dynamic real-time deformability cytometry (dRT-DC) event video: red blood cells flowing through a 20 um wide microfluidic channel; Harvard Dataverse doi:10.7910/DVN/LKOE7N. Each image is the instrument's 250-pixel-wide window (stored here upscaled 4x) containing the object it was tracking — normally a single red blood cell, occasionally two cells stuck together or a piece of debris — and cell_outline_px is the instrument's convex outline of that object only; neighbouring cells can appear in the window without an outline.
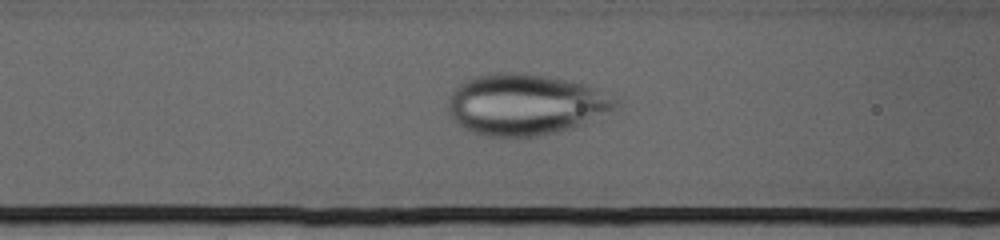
{"species": "human", "species_latin": "Homo sapiens", "temperature_condition": "cold", "stored_images_in_passage": 74, "camera_frame_rate_fps": 3000, "um_per_image_px": 0.085, "donor": {"sex": "female"}, "frame": {"image": 1, "passage_image": 30, "time_ms": 9.667, "image_size_px": [1000, 240], "cell_outline_px": [[620, 104], [584, 124], [576, 128], [560, 132], [540, 136], [484, 136], [472, 132], [456, 124], [448, 112], [448, 96], [460, 84], [472, 76], [500, 72], [516, 72], [544, 76], [584, 84], [596, 88], [620, 100]], "centroid_in_image_um": [44.63, 8.89], "position_along_channel_um": 122.0, "area_um2": 59.71}}
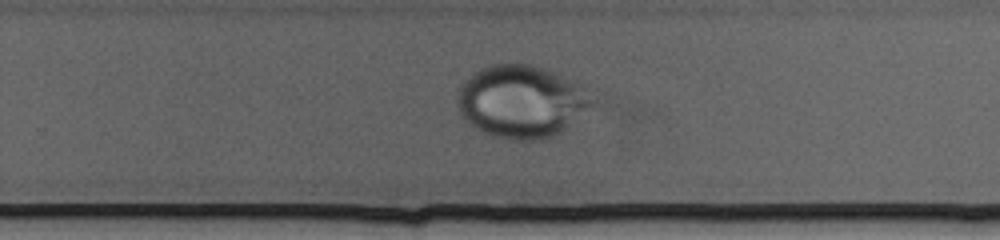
{"frame": {"image": 2, "passage_image": 48, "time_ms": 15.667, "image_size_px": [1000, 240], "cell_outline_px": [[608, 96], [600, 104], [564, 132], [556, 136], [544, 140], [504, 140], [492, 136], [476, 128], [460, 112], [456, 104], [456, 96], [464, 80], [468, 76], [480, 68], [488, 64], [532, 64], [544, 68]], "centroid_in_image_um": [44.53, 8.64], "position_along_channel_um": 285.3, "area_um2": 59.48}}
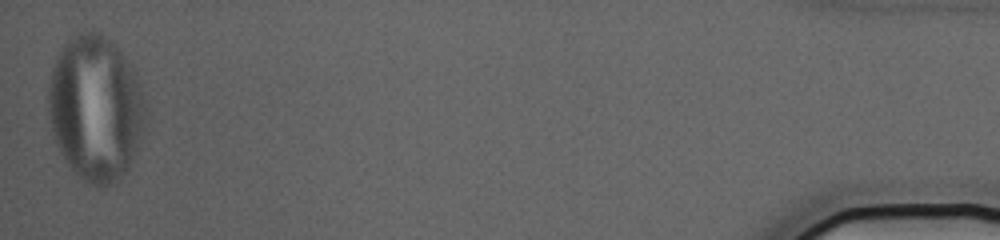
{"frame": {"image": 3, "passage_image": 73, "time_ms": 24.0, "image_size_px": [1000, 240], "cell_outline_px": [[148, 120], [128, 172], [124, 176], [104, 188], [100, 188], [88, 184], [64, 160], [56, 144], [52, 132], [48, 112], [48, 88], [52, 68], [56, 56], [60, 48], [72, 36], [84, 28], [96, 28], [116, 44], [120, 48], [136, 72], [148, 104]], "centroid_in_image_um": [8.17, 9.15], "position_along_channel_um": 427.0, "area_um2": 84.62}}